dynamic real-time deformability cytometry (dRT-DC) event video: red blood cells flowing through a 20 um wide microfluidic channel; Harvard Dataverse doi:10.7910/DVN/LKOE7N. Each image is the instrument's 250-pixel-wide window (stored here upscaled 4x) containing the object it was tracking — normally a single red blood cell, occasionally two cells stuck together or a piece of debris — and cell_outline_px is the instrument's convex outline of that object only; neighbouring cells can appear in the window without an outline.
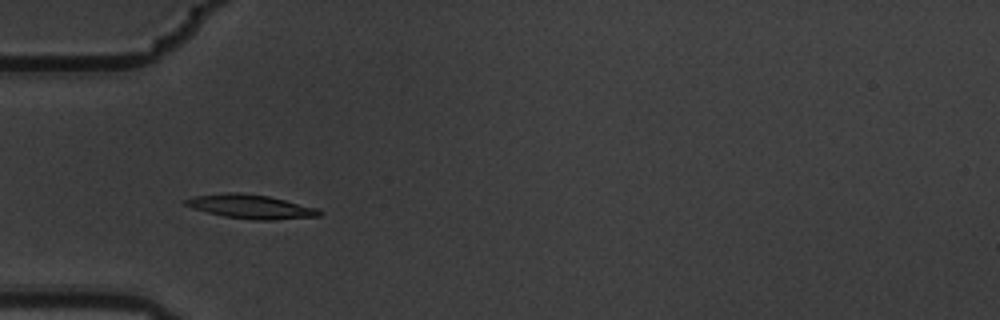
{"species": "common noctule bat (a hibernating species)", "species_latin": "Nyctalus noctula", "temperature_condition": "warm", "stored_images_in_passage": 9, "camera_frame_rate_fps": 3000, "um_per_image_px": 0.085, "animal": {"sex": "male", "body_mass_g": 19.5, "forearm_length_mm": 54.6}, "frame": {"image": 1, "passage_image": 4, "time_ms": 1.0, "image_size_px": [1000, 320], "cell_outline_px": [[324, 212], [320, 216], [276, 220], [256, 220], [224, 216], [192, 208], [180, 204], [184, 200], [192, 196], [224, 192], [240, 192], [268, 196], [316, 208]], "centroid_in_image_um": [21.26, 17.55], "position_along_channel_um": 63.7, "area_um2": 18.79}}
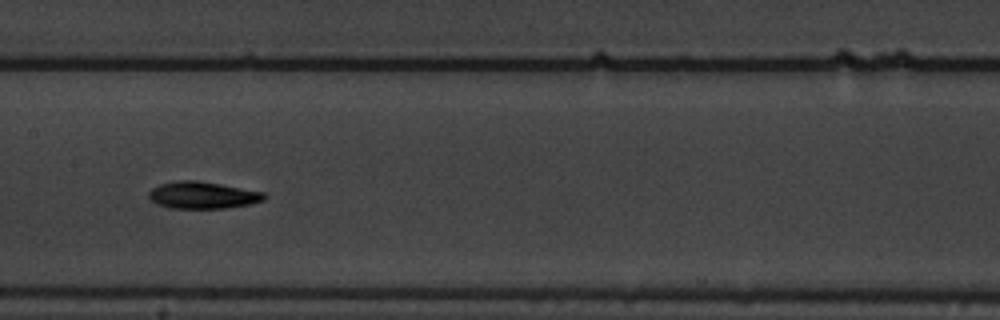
{"frame": {"image": 2, "passage_image": 7, "time_ms": 2.0, "image_size_px": [1000, 320], "cell_outline_px": [[264, 200], [248, 204], [228, 208], [172, 208], [156, 204], [148, 196], [148, 192], [152, 188], [160, 184], [176, 180], [196, 180], [220, 184], [264, 192]], "centroid_in_image_um": [17.18, 16.58], "position_along_channel_um": 190.2, "area_um2": 18.03}}
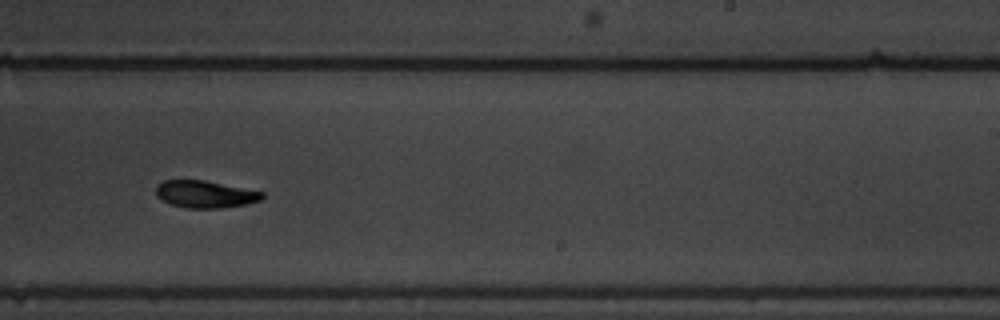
{"frame": {"image": 3, "passage_image": 9, "time_ms": 2.667, "image_size_px": [1000, 320], "cell_outline_px": [[264, 196], [260, 200], [244, 204], [220, 208], [184, 208], [160, 200], [156, 196], [156, 188], [164, 180], [204, 180], [264, 192]], "centroid_in_image_um": [17.41, 16.51], "position_along_channel_um": 271.6, "area_um2": 16.7}}